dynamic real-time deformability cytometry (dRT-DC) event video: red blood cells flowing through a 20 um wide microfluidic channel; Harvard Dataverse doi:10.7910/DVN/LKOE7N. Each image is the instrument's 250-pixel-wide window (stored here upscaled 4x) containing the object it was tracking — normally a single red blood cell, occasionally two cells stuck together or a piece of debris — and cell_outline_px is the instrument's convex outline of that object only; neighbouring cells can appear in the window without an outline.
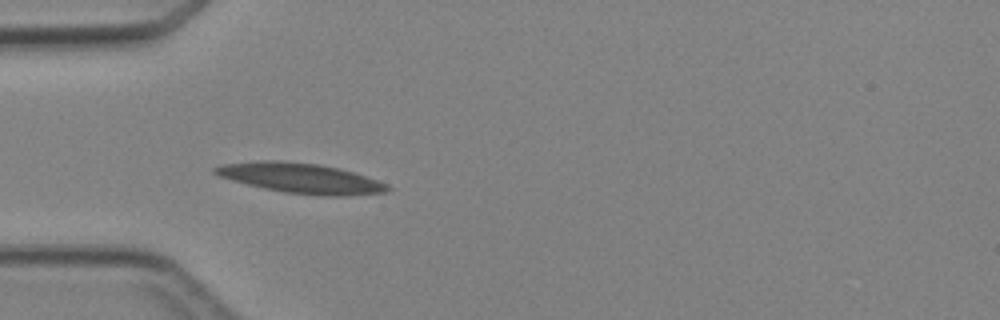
{"species": "Egyptian fruit bat (a non-hibernating species)", "species_latin": "Rousettus aegyptiacus", "temperature_condition": "cold", "stored_images_in_passage": 4, "camera_frame_rate_fps": 3000, "um_per_image_px": 0.085, "animal": {"sex": "female"}, "frame": {"image": 1, "passage_image": 4, "time_ms": 3.333, "image_size_px": [1000, 320], "cell_outline_px": [[392, 188], [388, 192], [340, 196], [320, 196], [284, 192], [264, 188], [216, 176], [212, 172], [212, 168], [220, 164], [264, 160], [280, 160], [316, 164], [336, 168], [352, 172], [388, 184]], "centroid_in_image_um": [25.52, 15.14], "position_along_channel_um": 59.5, "area_um2": 30.11}}